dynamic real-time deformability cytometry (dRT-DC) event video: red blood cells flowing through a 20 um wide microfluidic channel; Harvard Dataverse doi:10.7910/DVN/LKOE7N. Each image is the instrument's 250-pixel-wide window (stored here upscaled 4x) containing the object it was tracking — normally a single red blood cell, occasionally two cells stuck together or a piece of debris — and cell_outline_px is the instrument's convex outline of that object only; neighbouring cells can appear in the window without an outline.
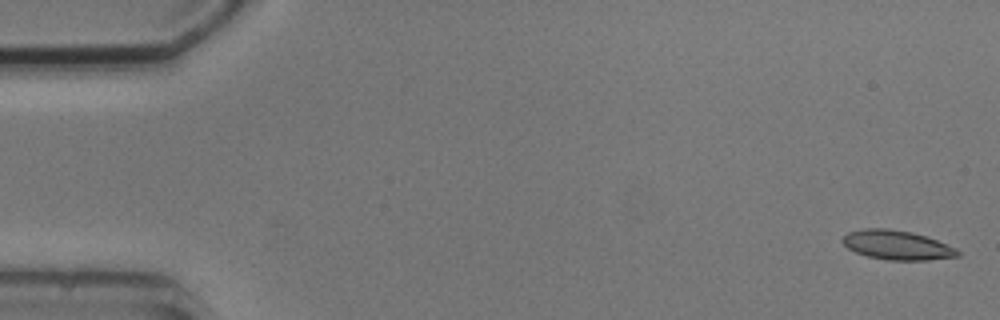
{"species": "common noctule bat (a hibernating species)", "species_latin": "Nyctalus noctula", "temperature_condition": "cold", "stored_images_in_passage": 3, "camera_frame_rate_fps": 3000, "um_per_image_px": 0.085, "animal": {"sex": "male", "body_mass_g": 20.5, "forearm_length_mm": 52.5}, "frame": {"image": 1, "passage_image": 1, "time_ms": 0.0, "image_size_px": [1000, 320], "cell_outline_px": [[960, 256], [928, 260], [888, 260], [868, 256], [856, 252], [848, 248], [840, 240], [848, 232], [864, 228], [888, 228], [912, 232], [936, 240], [956, 248], [960, 252]], "centroid_in_image_um": [76.24, 20.83], "position_along_channel_um": 8.8, "area_um2": 19.59}}